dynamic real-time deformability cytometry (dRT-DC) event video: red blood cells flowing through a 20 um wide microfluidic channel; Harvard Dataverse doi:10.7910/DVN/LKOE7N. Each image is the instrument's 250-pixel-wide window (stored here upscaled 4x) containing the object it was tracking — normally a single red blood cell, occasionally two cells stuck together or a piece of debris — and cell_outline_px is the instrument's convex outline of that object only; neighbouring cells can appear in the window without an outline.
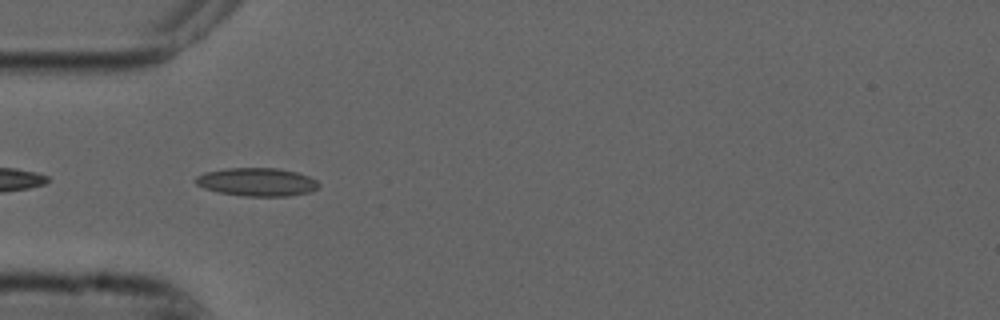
{"species": "common noctule bat (a hibernating species)", "species_latin": "Nyctalus noctula", "temperature_condition": "cold", "stored_images_in_passage": 39, "camera_frame_rate_fps": 3000, "um_per_image_px": 0.085, "animal": {"sex": "male", "forearm_length_mm": 52.5}, "frame": {"image": 1, "passage_image": 2, "time_ms": 0.333, "image_size_px": [1000, 320], "cell_outline_px": [[320, 184], [312, 192], [288, 196], [244, 196], [220, 192], [204, 188], [196, 184], [192, 180], [196, 176], [204, 172], [224, 168], [276, 168], [296, 172], [308, 176], [316, 180]], "centroid_in_image_um": [21.81, 15.46], "position_along_channel_um": 63.2, "area_um2": 20.35}}
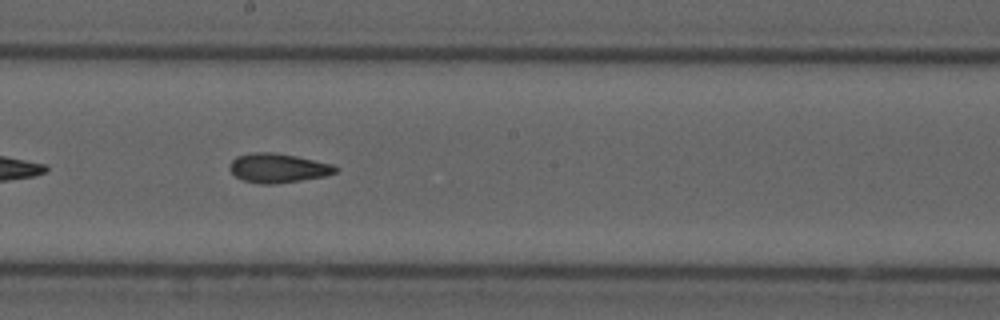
{"frame": {"image": 2, "passage_image": 15, "time_ms": 4.667, "image_size_px": [1000, 320], "cell_outline_px": [[340, 168], [336, 172], [324, 176], [276, 184], [260, 184], [244, 180], [236, 176], [228, 168], [228, 164], [236, 156], [252, 152], [272, 152], [296, 156], [332, 164]], "centroid_in_image_um": [23.6, 14.28], "position_along_channel_um": 224.6, "area_um2": 18.03}}
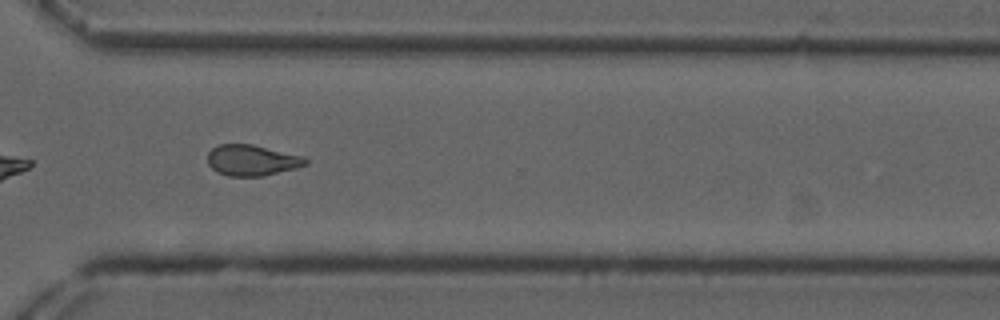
{"frame": {"image": 3, "passage_image": 25, "time_ms": 8.0, "image_size_px": [1000, 320], "cell_outline_px": [[308, 164], [296, 168], [264, 176], [228, 176], [216, 172], [208, 164], [208, 152], [212, 148], [220, 144], [252, 144], [304, 156], [308, 160]], "centroid_in_image_um": [21.42, 13.62], "position_along_channel_um": 349.2, "area_um2": 17.74}, "authors_computed_cell_mechanics": {"area_um2": 17.8602, "velocity_mm_per_s": 3.75, "shape_relaxation_time_tau1_ms": null, "shape_relaxation_time_tau2_ms": 4.8718, "deformation_change_tau1": null, "deformation_change_tau2": 0.1211}}